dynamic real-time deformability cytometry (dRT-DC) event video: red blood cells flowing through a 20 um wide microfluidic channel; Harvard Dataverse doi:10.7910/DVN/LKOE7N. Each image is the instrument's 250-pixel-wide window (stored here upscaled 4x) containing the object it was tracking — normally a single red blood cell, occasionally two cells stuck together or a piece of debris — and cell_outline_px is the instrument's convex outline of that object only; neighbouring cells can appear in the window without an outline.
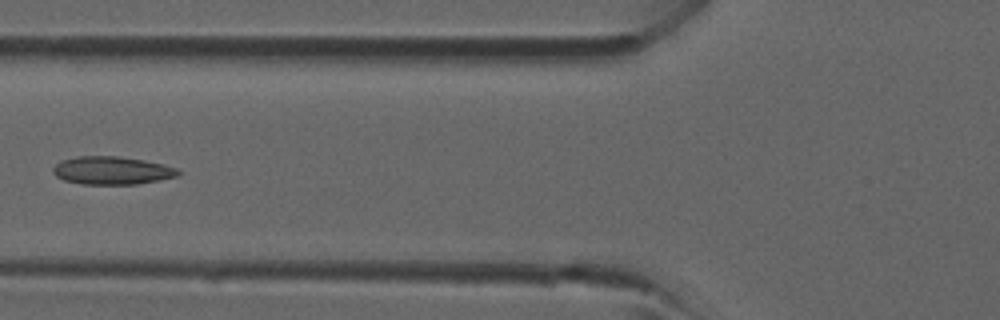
{"species": "common noctule bat (a hibernating species)", "species_latin": "Nyctalus noctula", "temperature_condition": "room temperature", "stored_images_in_passage": 5, "camera_frame_rate_fps": 3000, "um_per_image_px": 0.085, "animal": {"sex": "male", "forearm_length_mm": 52.5}, "frame": {"image": 1, "passage_image": 5, "time_ms": 4.667, "image_size_px": [1000, 320], "cell_outline_px": [[180, 172], [176, 176], [160, 180], [136, 184], [84, 184], [64, 180], [56, 176], [52, 172], [52, 168], [56, 164], [64, 160], [76, 156], [116, 156], [144, 160], [164, 164], [176, 168]], "centroid_in_image_um": [9.51, 14.49], "position_along_channel_um": 116.3, "area_um2": 20.29}}